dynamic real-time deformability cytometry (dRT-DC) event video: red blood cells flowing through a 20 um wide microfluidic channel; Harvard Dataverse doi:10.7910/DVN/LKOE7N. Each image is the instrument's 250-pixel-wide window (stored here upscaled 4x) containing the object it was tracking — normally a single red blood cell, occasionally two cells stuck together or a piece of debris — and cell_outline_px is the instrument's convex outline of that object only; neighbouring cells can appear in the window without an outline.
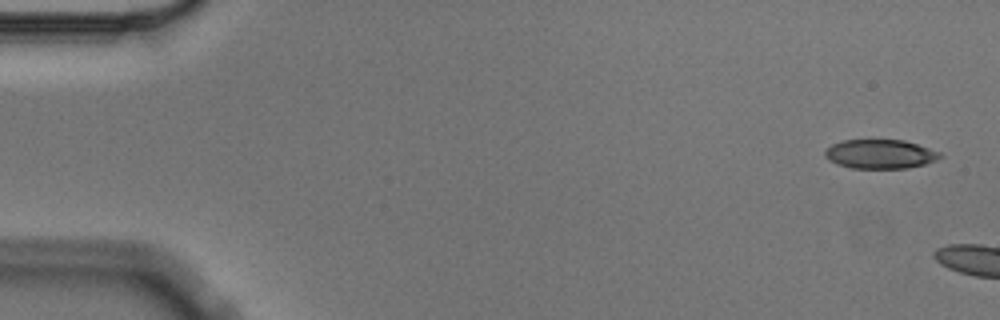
{"species": "Egyptian fruit bat (a non-hibernating species)", "species_latin": "Rousettus aegyptiacus", "temperature_condition": "cold", "stored_images_in_passage": 2, "camera_frame_rate_fps": 3000, "um_per_image_px": 0.085, "animal": {"sex": "male"}, "frame": {"image": 1, "passage_image": 1, "time_ms": 0.0, "image_size_px": [1000, 320], "cell_outline_px": [[944, 156], [936, 160], [924, 164], [908, 168], [852, 168], [836, 164], [828, 160], [824, 156], [824, 152], [832, 144], [844, 140], [904, 140], [940, 152]], "centroid_in_image_um": [74.8, 13.1], "position_along_channel_um": 10.2, "area_um2": 19.48}}